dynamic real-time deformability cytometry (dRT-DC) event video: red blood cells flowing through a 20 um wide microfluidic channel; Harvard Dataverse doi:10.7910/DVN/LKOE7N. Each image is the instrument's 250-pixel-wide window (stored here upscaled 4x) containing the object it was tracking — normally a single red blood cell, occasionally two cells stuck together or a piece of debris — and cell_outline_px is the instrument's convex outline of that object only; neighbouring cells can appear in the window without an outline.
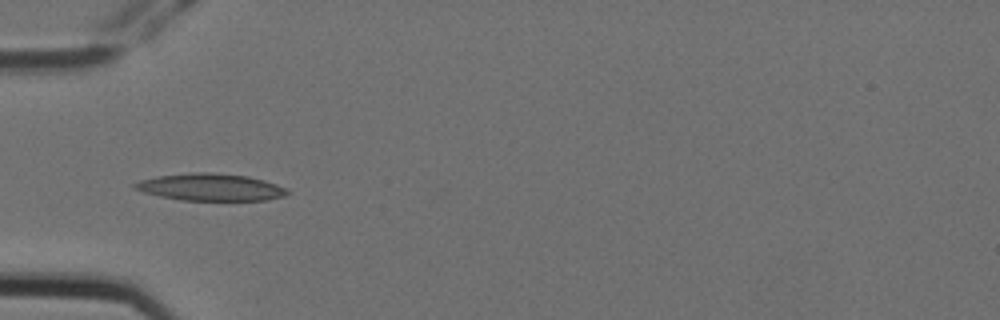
{"species": "Egyptian fruit bat (a non-hibernating species)", "species_latin": "Rousettus aegyptiacus", "temperature_condition": "cold", "stored_images_in_passage": 9, "camera_frame_rate_fps": 3000, "um_per_image_px": 0.085, "animal": {"sex": "female"}, "frame": {"image": 1, "passage_image": 6, "time_ms": 1.667, "image_size_px": [1000, 320], "cell_outline_px": [[292, 192], [284, 196], [268, 200], [180, 200], [160, 196], [144, 192], [132, 188], [132, 184], [140, 180], [156, 176], [192, 172], [208, 172], [248, 176], [264, 180], [276, 184]], "centroid_in_image_um": [17.88, 15.91], "position_along_channel_um": 67.1, "area_um2": 24.16}}
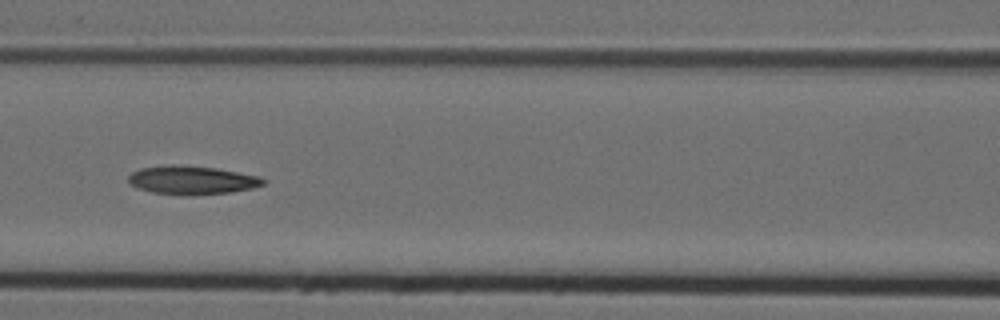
{"frame": {"image": 2, "passage_image": 8, "time_ms": 2.333, "image_size_px": [1000, 320], "cell_outline_px": [[268, 180], [264, 184], [252, 188], [232, 192], [188, 196], [184, 196], [152, 192], [136, 188], [128, 184], [128, 176], [132, 172], [140, 168], [172, 164], [216, 168], [260, 176]], "centroid_in_image_um": [16.3, 15.32], "position_along_channel_um": 150.3, "area_um2": 22.77}}
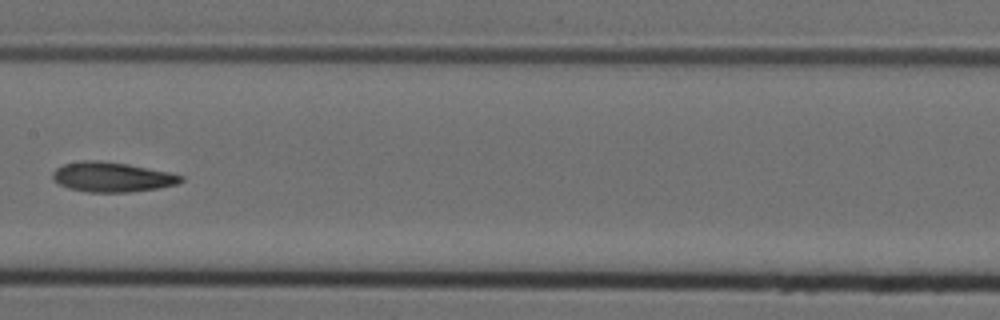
{"frame": {"image": 3, "passage_image": 9, "time_ms": 2.667, "image_size_px": [1000, 320], "cell_outline_px": [[184, 180], [176, 184], [156, 188], [128, 192], [88, 192], [68, 188], [52, 180], [52, 172], [56, 168], [64, 164], [80, 160], [100, 160], [128, 164], [168, 172], [184, 176]], "centroid_in_image_um": [9.48, 15.04], "position_along_channel_um": 197.9, "area_um2": 22.25}}